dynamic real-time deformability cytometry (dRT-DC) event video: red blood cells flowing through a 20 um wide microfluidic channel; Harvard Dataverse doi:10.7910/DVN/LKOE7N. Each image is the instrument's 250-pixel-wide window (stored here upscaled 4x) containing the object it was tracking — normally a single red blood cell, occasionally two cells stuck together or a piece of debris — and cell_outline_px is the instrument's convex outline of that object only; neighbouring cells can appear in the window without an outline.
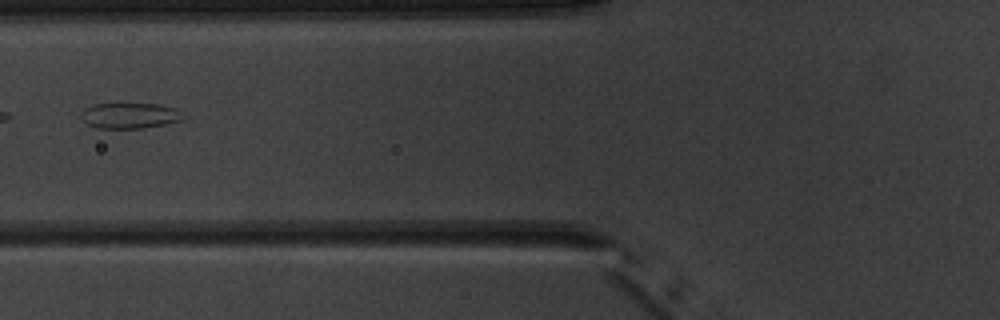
{"species": "common noctule bat (a hibernating species)", "species_latin": "Nyctalus noctula", "temperature_condition": "warm", "stored_images_in_passage": 6, "camera_frame_rate_fps": 3000, "um_per_image_px": 0.085, "animal": {"sex": "male", "body_mass_g": 20.1, "forearm_length_mm": 53.5}, "frame": {"image": 1, "passage_image": 6, "time_ms": 6.0, "image_size_px": [1000, 320], "cell_outline_px": [[180, 120], [164, 124], [140, 128], [96, 128], [88, 124], [80, 116], [80, 112], [84, 108], [92, 104], [160, 104], [176, 108]], "centroid_in_image_um": [10.92, 9.82], "position_along_channel_um": 114.9, "area_um2": 14.91}}